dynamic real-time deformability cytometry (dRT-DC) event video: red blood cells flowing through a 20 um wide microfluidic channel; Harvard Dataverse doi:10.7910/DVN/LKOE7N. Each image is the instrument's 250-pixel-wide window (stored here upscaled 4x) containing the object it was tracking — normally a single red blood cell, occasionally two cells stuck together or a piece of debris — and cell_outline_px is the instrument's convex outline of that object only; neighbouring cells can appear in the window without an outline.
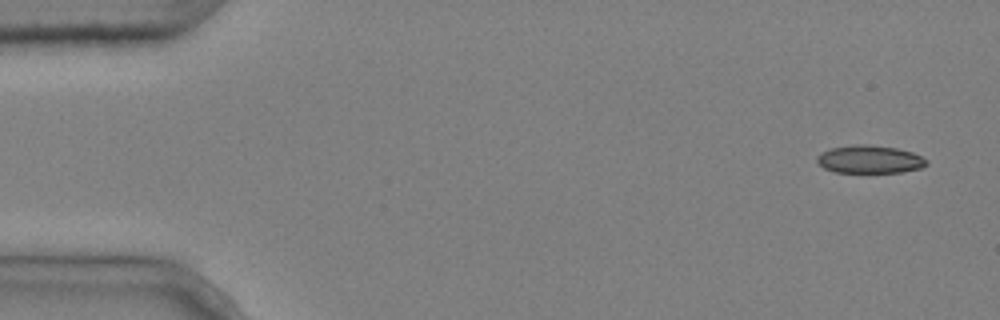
{"species": "common noctule bat (a hibernating species)", "species_latin": "Nyctalus noctula", "temperature_condition": "cold", "stored_images_in_passage": 9, "camera_frame_rate_fps": 3000, "um_per_image_px": 0.085, "animal": {"sex": "male", "body_mass_g": 20.4}, "frame": {"image": 1, "passage_image": 1, "time_ms": 0.0, "image_size_px": [1000, 320], "cell_outline_px": [[928, 164], [920, 168], [900, 172], [836, 172], [824, 168], [816, 160], [816, 156], [820, 152], [832, 148], [856, 144], [868, 144], [896, 148], [912, 152], [928, 160]], "centroid_in_image_um": [73.91, 13.54], "position_along_channel_um": 11.1, "area_um2": 17.74}}
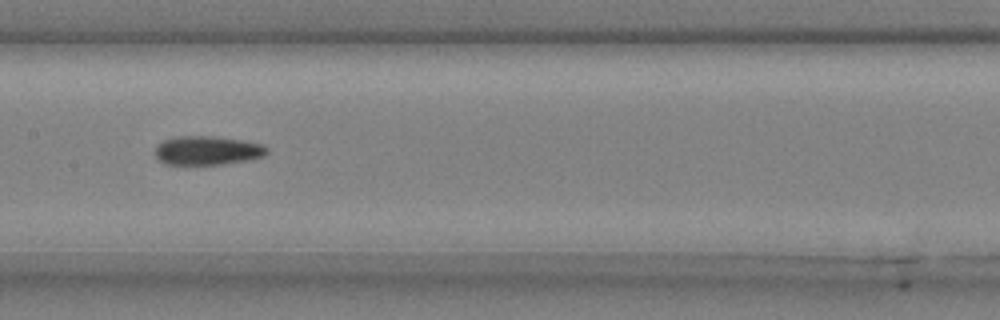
{"frame": {"image": 2, "passage_image": 8, "time_ms": 2.333, "image_size_px": [1000, 320], "cell_outline_px": [[268, 152], [264, 156], [248, 160], [224, 164], [164, 164], [156, 156], [156, 144], [164, 140], [176, 136], [212, 136], [240, 140], [260, 144], [268, 148]], "centroid_in_image_um": [17.61, 12.79], "position_along_channel_um": 189.8, "area_um2": 18.73}}
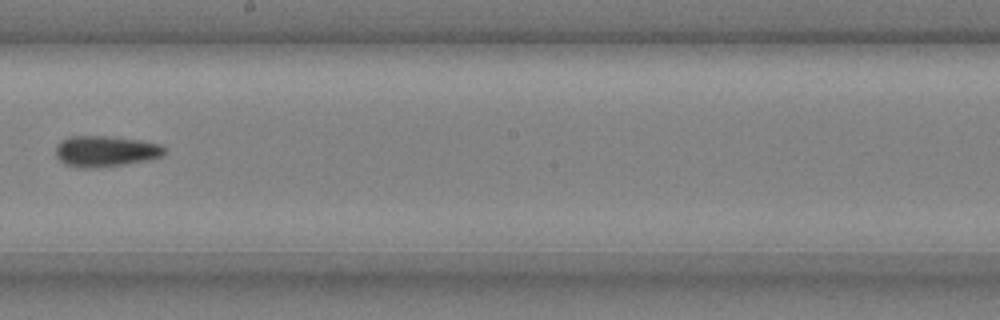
{"frame": {"image": 3, "passage_image": 9, "time_ms": 2.667, "image_size_px": [1000, 320], "cell_outline_px": [[164, 152], [160, 156], [152, 160], [96, 168], [76, 168], [64, 164], [56, 156], [56, 148], [64, 140], [72, 136], [104, 136], [140, 140], [160, 144], [164, 148]], "centroid_in_image_um": [8.97, 12.87], "position_along_channel_um": 239.2, "area_um2": 19.48}}